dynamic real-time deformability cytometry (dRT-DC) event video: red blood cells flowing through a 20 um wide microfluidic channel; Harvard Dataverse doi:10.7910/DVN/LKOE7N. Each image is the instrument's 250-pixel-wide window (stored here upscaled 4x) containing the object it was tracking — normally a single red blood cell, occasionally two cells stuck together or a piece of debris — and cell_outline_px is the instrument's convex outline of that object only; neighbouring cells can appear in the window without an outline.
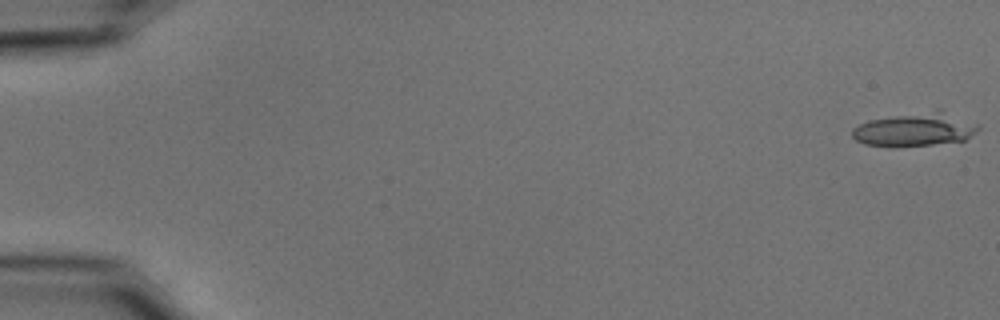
{"species": "common noctule bat (a hibernating species)", "species_latin": "Nyctalus noctula", "temperature_condition": "cold", "stored_images_in_passage": 16, "camera_frame_rate_fps": 3000, "um_per_image_px": 0.085, "animal": {"sex": "male", "body_mass_g": 15.6}, "frame": {"image": 1, "passage_image": 1, "time_ms": 0.0, "image_size_px": [1000, 320], "cell_outline_px": [[980, 128], [976, 132], [964, 140], [932, 144], [892, 148], [864, 144], [856, 140], [852, 136], [852, 128], [868, 120], [936, 108], [940, 108], [980, 124]], "centroid_in_image_um": [77.79, 10.98], "position_along_channel_um": 7.2, "area_um2": 25.32}}
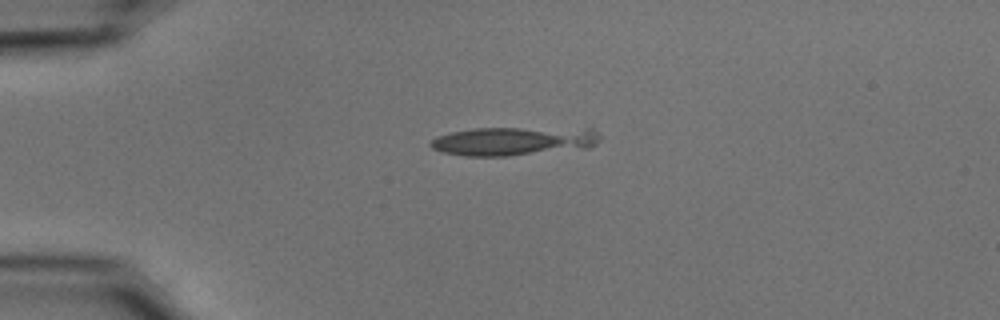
{"frame": {"image": 2, "passage_image": 14, "time_ms": 4.333, "image_size_px": [1000, 320], "cell_outline_px": [[600, 140], [596, 144], [588, 148], [508, 156], [464, 156], [440, 152], [432, 148], [428, 144], [436, 136], [452, 132], [476, 128], [592, 128], [600, 136]], "centroid_in_image_um": [43.66, 12.0], "position_along_channel_um": 41.3, "area_um2": 28.55}}